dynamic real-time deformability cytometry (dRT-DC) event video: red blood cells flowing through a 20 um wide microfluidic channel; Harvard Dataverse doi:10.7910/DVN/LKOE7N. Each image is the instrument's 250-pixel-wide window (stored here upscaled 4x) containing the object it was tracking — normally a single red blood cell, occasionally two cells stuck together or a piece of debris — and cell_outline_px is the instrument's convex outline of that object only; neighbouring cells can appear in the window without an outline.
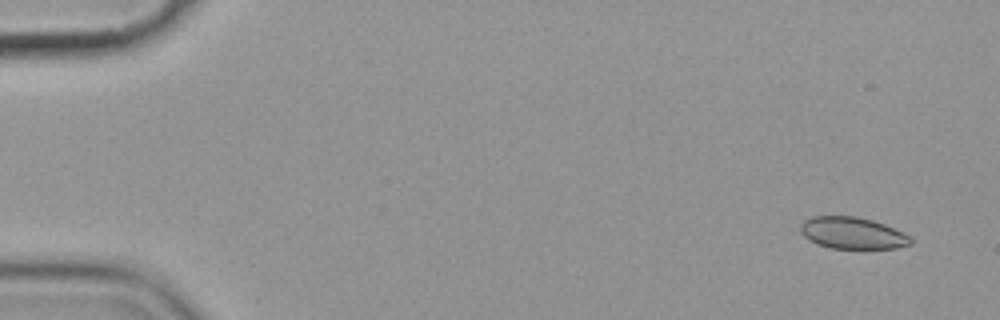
{"species": "common noctule bat (a hibernating species)", "species_latin": "Nyctalus noctula", "temperature_condition": "cold", "stored_images_in_passage": 5, "camera_frame_rate_fps": 3000, "um_per_image_px": 0.085, "animal": {"sex": "female", "body_mass_g": 19.9}, "frame": {"image": 1, "passage_image": 1, "time_ms": 0.0, "image_size_px": [1000, 320], "cell_outline_px": [[912, 244], [896, 248], [860, 252], [832, 248], [816, 244], [808, 240], [800, 232], [800, 224], [804, 220], [812, 216], [856, 216], [872, 220], [884, 224], [908, 236], [912, 240]], "centroid_in_image_um": [72.44, 19.86], "position_along_channel_um": 12.6, "area_um2": 21.21}}
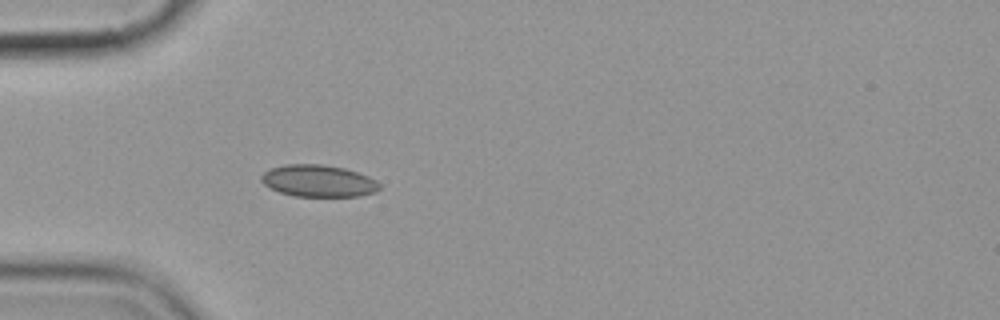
{"frame": {"image": 2, "passage_image": 5, "time_ms": 4.667, "image_size_px": [1000, 320], "cell_outline_px": [[380, 188], [376, 192], [360, 196], [292, 196], [280, 192], [264, 184], [260, 180], [260, 176], [264, 172], [272, 168], [284, 164], [320, 164], [344, 168], [368, 176], [376, 180], [380, 184]], "centroid_in_image_um": [27.07, 15.38], "position_along_channel_um": 57.9, "area_um2": 21.96}}